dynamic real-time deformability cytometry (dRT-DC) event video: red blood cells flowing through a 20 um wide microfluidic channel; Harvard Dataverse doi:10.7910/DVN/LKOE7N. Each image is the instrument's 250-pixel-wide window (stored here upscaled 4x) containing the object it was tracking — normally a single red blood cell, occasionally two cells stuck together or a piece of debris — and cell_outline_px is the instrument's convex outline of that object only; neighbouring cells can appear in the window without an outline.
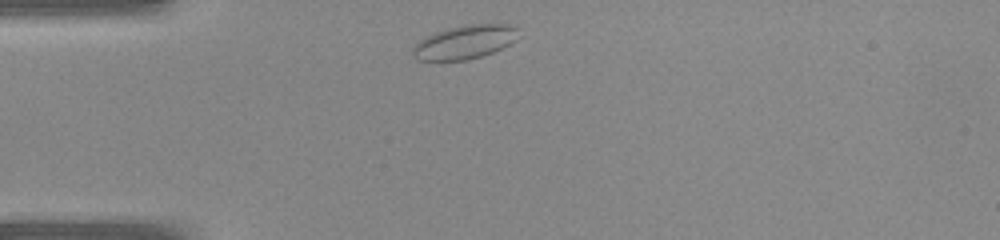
{"species": "common noctule bat (a hibernating species)", "species_latin": "Nyctalus noctula", "temperature_condition": "warm", "stored_images_in_passage": 31, "camera_frame_rate_fps": 3000, "um_per_image_px": 0.085, "animal": {"sex": "female", "body_mass_g": 22.0, "forearm_length_mm": 56.7}, "frame": {"image": 1, "passage_image": 1, "time_ms": 0.0, "image_size_px": [1000, 240], "cell_outline_px": [[520, 28], [516, 40], [492, 52], [468, 60], [416, 60], [412, 56], [412, 48], [424, 36], [448, 28], [464, 24], [508, 24]], "centroid_in_image_um": [39.49, 3.56], "position_along_channel_um": 45.5, "area_um2": 20.81}}
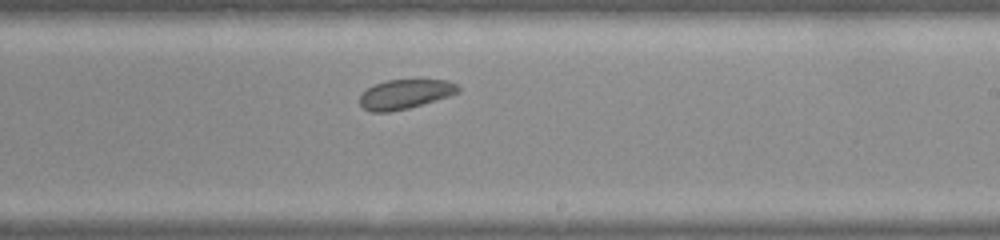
{"frame": {"image": 2, "passage_image": 15, "time_ms": 4.667, "image_size_px": [1000, 240], "cell_outline_px": [[460, 92], [448, 96], [408, 108], [388, 112], [372, 112], [364, 108], [360, 104], [360, 96], [372, 84], [384, 80], [448, 80], [456, 84], [460, 88]], "centroid_in_image_um": [34.42, 7.99], "position_along_channel_um": 254.6, "area_um2": 16.76}}
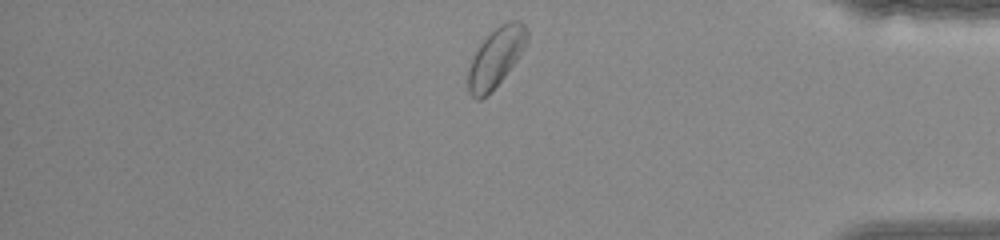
{"frame": {"image": 3, "passage_image": 25, "time_ms": 8.0, "image_size_px": [1000, 240], "cell_outline_px": [[528, 40], [524, 48], [516, 60], [504, 76], [480, 100], [476, 100], [468, 92], [468, 68], [480, 44], [500, 24], [508, 20], [520, 20], [524, 24], [528, 32]], "centroid_in_image_um": [42.16, 4.85], "position_along_channel_um": 393.0, "area_um2": 19.77}}